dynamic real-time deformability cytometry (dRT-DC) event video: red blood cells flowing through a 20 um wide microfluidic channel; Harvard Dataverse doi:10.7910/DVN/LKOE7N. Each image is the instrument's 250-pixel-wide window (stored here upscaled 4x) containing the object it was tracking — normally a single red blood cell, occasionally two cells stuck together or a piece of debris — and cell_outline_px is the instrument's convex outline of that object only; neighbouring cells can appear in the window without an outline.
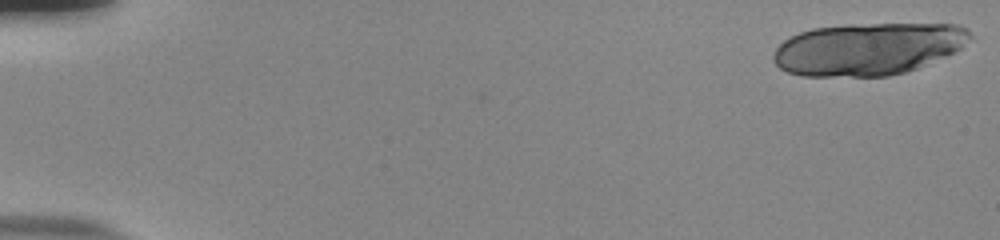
{"species": "human", "species_latin": "Homo sapiens", "temperature_condition": "room temperature", "stored_images_in_passage": 21, "camera_frame_rate_fps": 3000, "um_per_image_px": 0.085, "donor": {"sex": "male"}, "frame": {"image": 1, "passage_image": 1, "time_ms": 0.0, "image_size_px": [1000, 240], "cell_outline_px": [[972, 36], [960, 48], [952, 52], [916, 68], [904, 72], [888, 76], [804, 76], [788, 72], [780, 68], [772, 60], [772, 56], [776, 48], [784, 40], [800, 32], [812, 28], [848, 24], [960, 24], [968, 28]], "centroid_in_image_um": [73.75, 4.14], "position_along_channel_um": 11.3, "area_um2": 59.77}}